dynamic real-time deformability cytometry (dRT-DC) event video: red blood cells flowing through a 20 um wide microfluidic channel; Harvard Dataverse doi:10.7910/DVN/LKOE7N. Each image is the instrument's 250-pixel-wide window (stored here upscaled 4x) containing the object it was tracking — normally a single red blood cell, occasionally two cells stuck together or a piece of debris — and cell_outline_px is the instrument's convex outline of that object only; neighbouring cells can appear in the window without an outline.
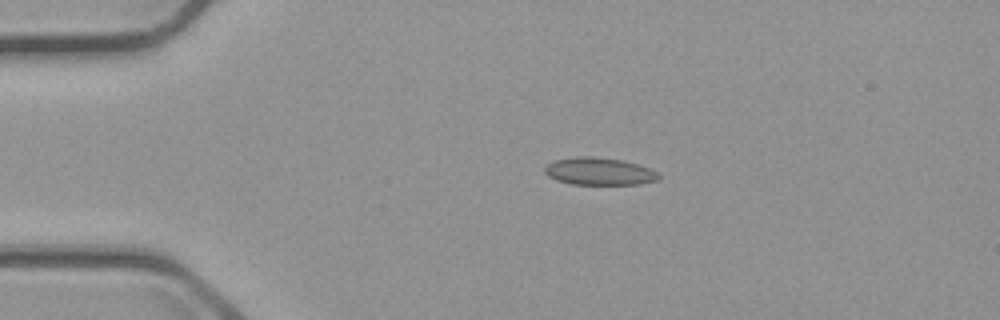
{"species": "common noctule bat (a hibernating species)", "species_latin": "Nyctalus noctula", "temperature_condition": "cold", "stored_images_in_passage": 4, "camera_frame_rate_fps": 3000, "um_per_image_px": 0.085, "animal": {"sex": "male", "body_mass_g": 23.1, "forearm_length_mm": 52.7}, "frame": {"image": 1, "passage_image": 2, "time_ms": 2.0, "image_size_px": [1000, 320], "cell_outline_px": [[660, 176], [656, 180], [640, 184], [572, 184], [556, 180], [548, 176], [544, 172], [544, 168], [548, 164], [556, 160], [580, 156], [592, 156], [620, 160], [636, 164], [648, 168], [656, 172]], "centroid_in_image_um": [50.9, 14.57], "position_along_channel_um": 34.1, "area_um2": 17.92}}
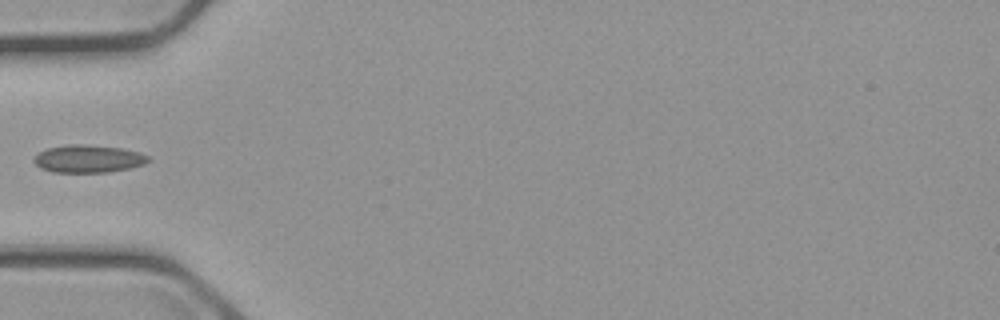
{"frame": {"image": 2, "passage_image": 4, "time_ms": 4.333, "image_size_px": [1000, 320], "cell_outline_px": [[152, 160], [144, 164], [128, 168], [108, 172], [52, 172], [40, 168], [32, 160], [40, 152], [48, 148], [68, 144], [84, 144], [124, 148], [140, 152], [148, 156]], "centroid_in_image_um": [7.53, 13.49], "position_along_channel_um": 77.5, "area_um2": 18.5}}